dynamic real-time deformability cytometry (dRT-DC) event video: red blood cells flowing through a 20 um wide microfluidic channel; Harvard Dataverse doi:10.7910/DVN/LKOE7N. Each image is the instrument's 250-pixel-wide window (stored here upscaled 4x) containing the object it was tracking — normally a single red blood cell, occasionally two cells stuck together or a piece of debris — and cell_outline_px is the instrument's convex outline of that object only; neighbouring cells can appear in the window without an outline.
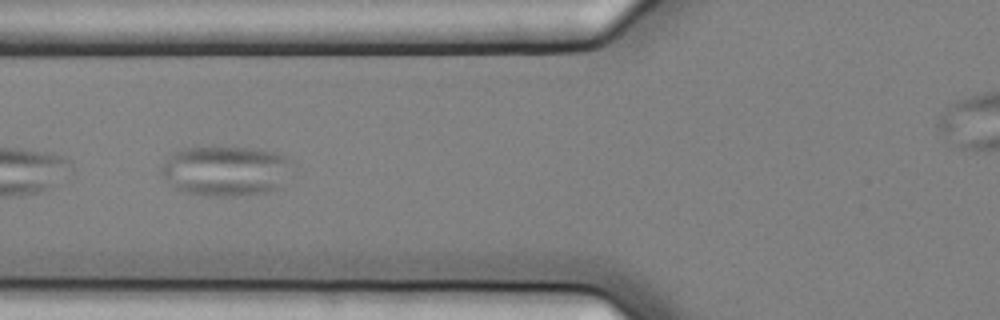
{"species": "common noctule bat (a hibernating species)", "species_latin": "Nyctalus noctula", "temperature_condition": "cold", "stored_images_in_passage": 14, "camera_frame_rate_fps": 3000, "um_per_image_px": 0.085, "animal": {"sex": "female", "body_mass_g": 25.1}, "frame": {"image": 1, "passage_image": 6, "time_ms": 1.667, "image_size_px": [1000, 320], "cell_outline_px": [[296, 160], [284, 188], [268, 192], [232, 196], [208, 196], [184, 192], [176, 188], [160, 172], [160, 168], [180, 148], [260, 148], [280, 152]], "centroid_in_image_um": [19.36, 14.53], "position_along_channel_um": 106.4, "area_um2": 38.84}}
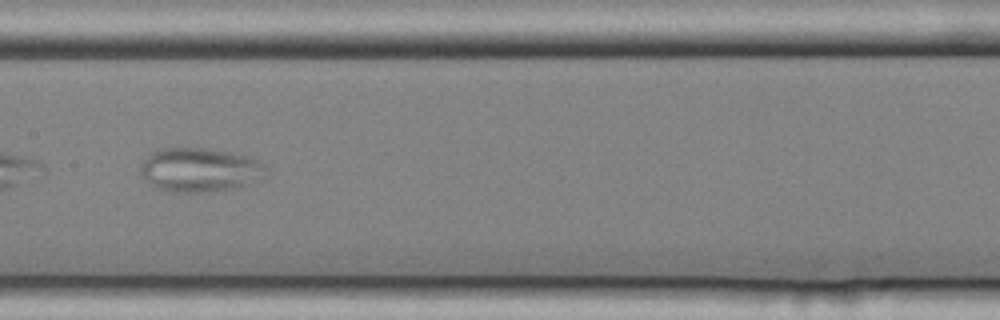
{"frame": {"image": 2, "passage_image": 8, "time_ms": 2.333, "image_size_px": [1000, 320], "cell_outline_px": [[268, 172], [264, 176], [240, 188], [208, 192], [172, 192], [160, 188], [152, 184], [140, 172], [140, 168], [144, 160], [156, 148], [208, 148], [252, 156], [260, 160], [268, 168]], "centroid_in_image_um": [17.06, 14.42], "position_along_channel_um": 190.3, "area_um2": 32.48}}
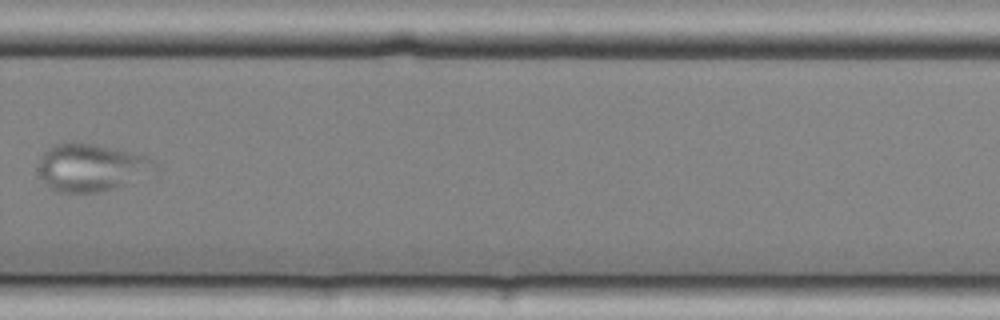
{"frame": {"image": 3, "passage_image": 11, "time_ms": 3.333, "image_size_px": [1000, 320], "cell_outline_px": [[156, 168], [104, 192], [60, 192], [48, 188], [44, 184], [36, 168], [40, 156], [52, 144], [96, 144], [132, 152], [144, 156], [152, 160], [156, 164]], "centroid_in_image_um": [7.62, 14.24], "position_along_channel_um": 322.2, "area_um2": 31.56}}